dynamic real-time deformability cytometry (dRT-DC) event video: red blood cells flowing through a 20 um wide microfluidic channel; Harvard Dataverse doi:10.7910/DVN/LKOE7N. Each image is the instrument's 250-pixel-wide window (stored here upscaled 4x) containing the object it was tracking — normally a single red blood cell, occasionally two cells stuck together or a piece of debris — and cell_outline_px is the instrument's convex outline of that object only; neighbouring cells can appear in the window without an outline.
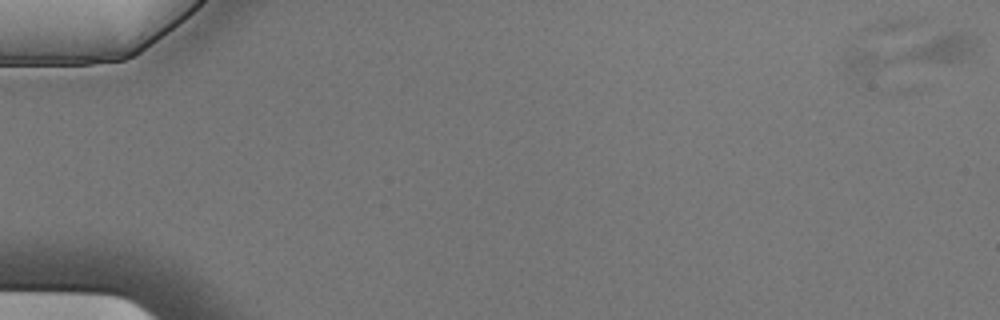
{"species": "Egyptian fruit bat (a non-hibernating species)", "species_latin": "Rousettus aegyptiacus", "temperature_condition": "cold", "stored_images_in_passage": 3, "camera_frame_rate_fps": 3000, "um_per_image_px": 0.085, "animal": {"sex": "male"}, "frame": {"image": 1, "passage_image": 3, "time_ms": 0.667, "image_size_px": [1000, 320], "cell_outline_px": [[976, 48], [968, 56], [960, 60], [948, 64], [872, 72], [860, 72], [844, 68], [844, 56], [848, 52], [856, 48], [948, 32], [972, 32], [976, 36]], "centroid_in_image_um": [77.53, 4.48], "position_along_channel_um": 7.5, "area_um2": 25.84}}